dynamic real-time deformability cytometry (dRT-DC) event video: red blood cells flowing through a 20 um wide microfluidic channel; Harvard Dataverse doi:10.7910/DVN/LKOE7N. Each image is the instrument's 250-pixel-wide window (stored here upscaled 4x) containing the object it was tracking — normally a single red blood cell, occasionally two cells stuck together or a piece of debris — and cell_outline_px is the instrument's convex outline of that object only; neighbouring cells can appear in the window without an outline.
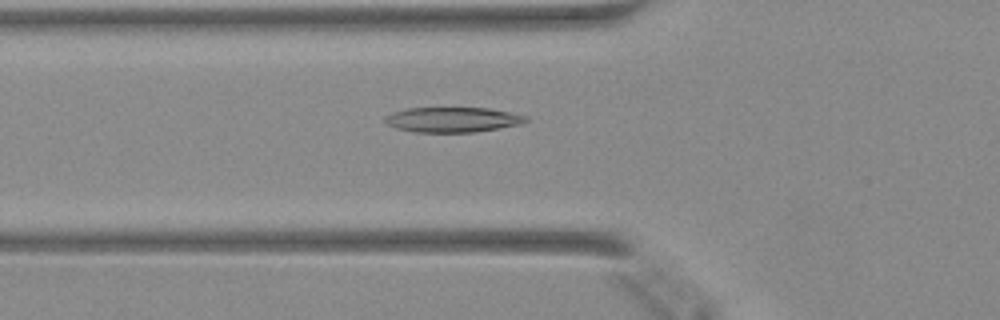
{"species": "Egyptian fruit bat (a non-hibernating species)", "species_latin": "Rousettus aegyptiacus", "temperature_condition": "warm", "stored_images_in_passage": 35, "camera_frame_rate_fps": 3000, "um_per_image_px": 0.085, "animal": {"sex": "female"}, "frame": {"image": 1, "passage_image": 7, "time_ms": 2.0, "image_size_px": [1000, 320], "cell_outline_px": [[528, 120], [520, 124], [476, 132], [416, 132], [396, 128], [388, 124], [384, 120], [384, 116], [392, 112], [408, 108], [488, 108], [528, 116]], "centroid_in_image_um": [38.45, 10.17], "position_along_channel_um": 87.4, "area_um2": 20.46}}
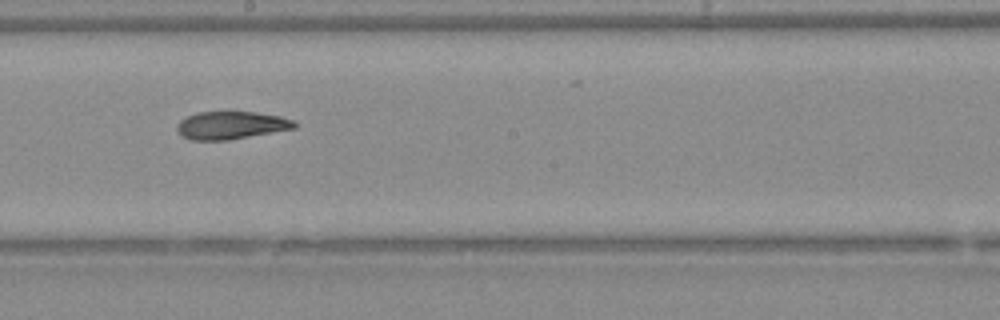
{"frame": {"image": 2, "passage_image": 17, "time_ms": 5.333, "image_size_px": [1000, 320], "cell_outline_px": [[296, 128], [228, 140], [192, 140], [184, 136], [176, 128], [180, 120], [196, 112], [256, 112], [280, 116], [296, 120]], "centroid_in_image_um": [19.68, 10.64], "position_along_channel_um": 228.5, "area_um2": 18.9}}
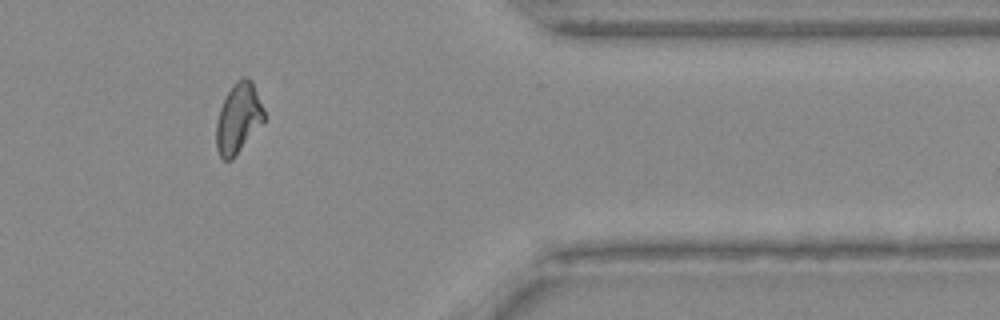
{"frame": {"image": 3, "passage_image": 30, "time_ms": 9.667, "image_size_px": [1000, 320], "cell_outline_px": [[264, 120], [232, 160], [224, 160], [220, 156], [216, 148], [216, 124], [220, 108], [228, 92], [236, 80], [240, 76], [244, 76], [252, 80], [264, 108]], "centroid_in_image_um": [20.25, 10.03], "position_along_channel_um": 391.1, "area_um2": 19.36}}